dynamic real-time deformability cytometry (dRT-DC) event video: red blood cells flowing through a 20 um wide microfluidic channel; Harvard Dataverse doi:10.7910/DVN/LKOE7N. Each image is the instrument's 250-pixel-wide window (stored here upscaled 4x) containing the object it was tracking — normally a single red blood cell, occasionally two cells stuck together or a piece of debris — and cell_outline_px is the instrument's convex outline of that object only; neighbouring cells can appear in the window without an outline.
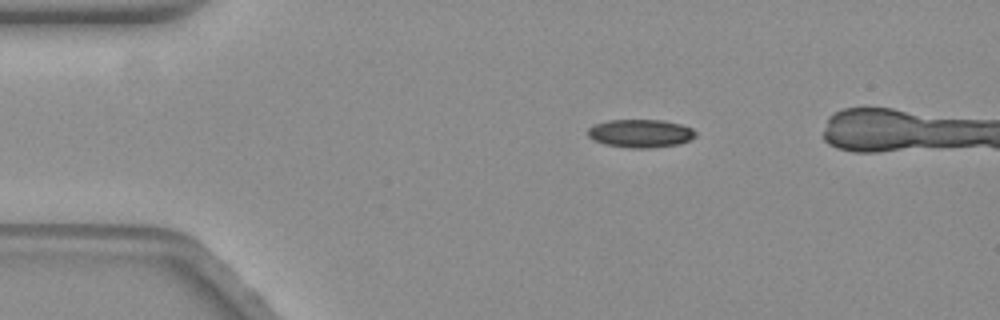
{"species": "common noctule bat (a hibernating species)", "species_latin": "Nyctalus noctula", "temperature_condition": "warm", "stored_images_in_passage": 42, "camera_frame_rate_fps": 3000, "um_per_image_px": 0.085, "animal": {"sex": "female", "body_mass_g": 19.3, "forearm_length_mm": 54.1}, "frame": {"image": 1, "passage_image": 1, "time_ms": 0.0, "image_size_px": [1000, 320], "cell_outline_px": [[696, 136], [680, 144], [652, 148], [628, 148], [608, 144], [596, 140], [588, 136], [588, 128], [596, 124], [608, 120], [660, 120], [680, 124], [692, 128], [696, 132]], "centroid_in_image_um": [54.47, 11.34], "position_along_channel_um": 30.5, "area_um2": 17.51}}
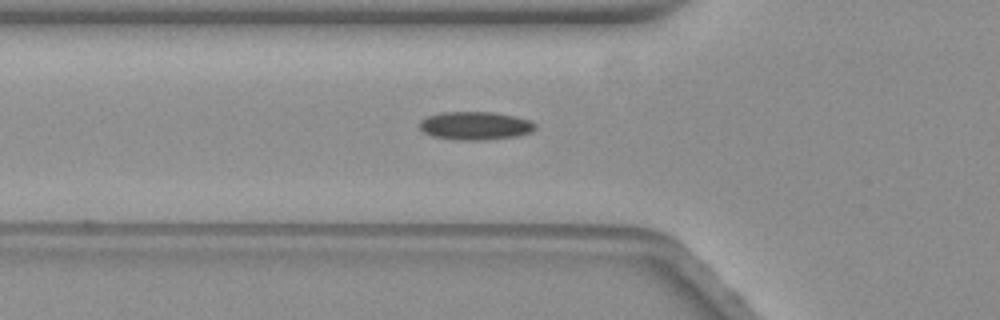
{"frame": {"image": 2, "passage_image": 10, "time_ms": 3.0, "image_size_px": [1000, 320], "cell_outline_px": [[536, 128], [532, 132], [516, 136], [484, 140], [456, 140], [432, 136], [424, 132], [420, 128], [420, 120], [428, 116], [440, 112], [492, 112], [532, 120], [536, 124]], "centroid_in_image_um": [40.4, 10.69], "position_along_channel_um": 85.4, "area_um2": 19.07}}
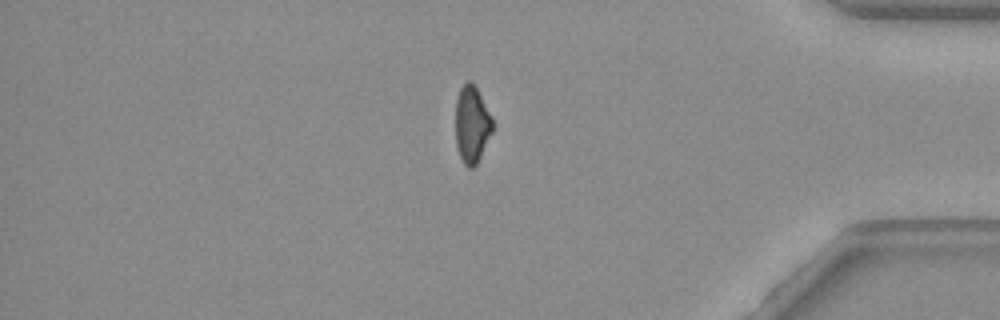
{"frame": {"image": 3, "passage_image": 39, "time_ms": 12.667, "image_size_px": [1000, 320], "cell_outline_px": [[492, 132], [476, 164], [472, 168], [468, 168], [464, 164], [460, 156], [456, 144], [456, 100], [460, 88], [468, 80], [472, 80], [492, 116]], "centroid_in_image_um": [40.1, 10.55], "position_along_channel_um": 395.1, "area_um2": 16.47}, "authors_computed_cell_mechanics": {"area_um2": 18.4093, "velocity_mm_per_s": 3.5331, "shape_relaxation_time_tau1_ms": 8.8565, "shape_relaxation_time_tau2_ms": 8.4542, "deformation_change_tau1": 0.1675, "deformation_change_tau2": 0.1392}}